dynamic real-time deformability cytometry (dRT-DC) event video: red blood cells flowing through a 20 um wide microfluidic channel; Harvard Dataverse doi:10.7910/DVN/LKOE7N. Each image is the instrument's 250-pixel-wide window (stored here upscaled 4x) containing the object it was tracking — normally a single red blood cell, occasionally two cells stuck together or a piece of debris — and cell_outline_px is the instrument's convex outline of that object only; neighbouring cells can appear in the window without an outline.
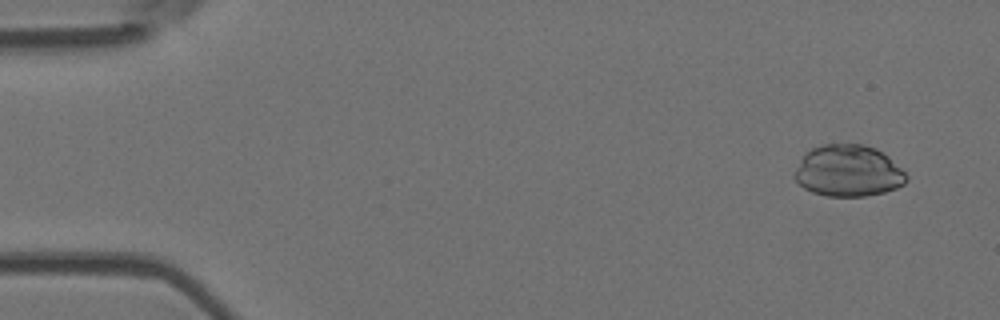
{"species": "Egyptian fruit bat (a non-hibernating species)", "species_latin": "Rousettus aegyptiacus", "temperature_condition": "room temperature", "stored_images_in_passage": 54, "camera_frame_rate_fps": 3000, "um_per_image_px": 0.085, "animal": {"sex": "female"}, "frame": {"image": 1, "passage_image": 4, "time_ms": 1.0, "image_size_px": [1000, 320], "cell_outline_px": [[908, 180], [904, 184], [896, 188], [884, 192], [864, 196], [824, 196], [812, 192], [804, 188], [792, 176], [804, 152], [812, 148], [824, 144], [864, 144], [876, 148], [888, 156], [908, 176]], "centroid_in_image_um": [72.08, 14.52], "position_along_channel_um": 12.9, "area_um2": 33.76}}
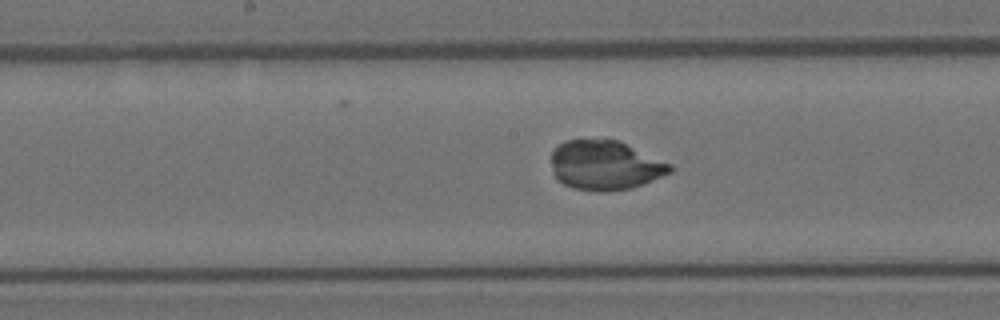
{"frame": {"image": 2, "passage_image": 28, "time_ms": 9.0, "image_size_px": [1000, 320], "cell_outline_px": [[672, 172], [632, 188], [604, 192], [596, 192], [572, 188], [556, 180], [552, 164], [552, 152], [564, 140], [616, 140], [672, 164]], "centroid_in_image_um": [51.42, 14.07], "position_along_channel_um": 196.8, "area_um2": 33.99}}
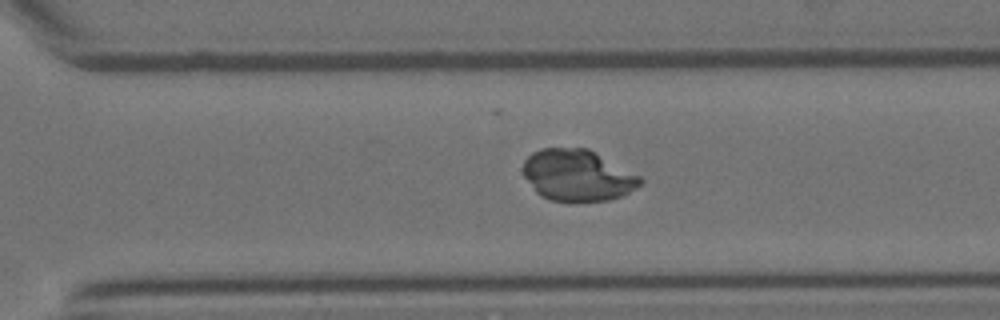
{"frame": {"image": 3, "passage_image": 38, "time_ms": 12.333, "image_size_px": [1000, 320], "cell_outline_px": [[644, 180], [636, 188], [620, 196], [608, 200], [548, 200], [536, 192], [524, 176], [524, 160], [532, 152], [540, 148], [588, 148], [640, 176]], "centroid_in_image_um": [49.08, 14.88], "position_along_channel_um": 321.5, "area_um2": 34.62}}